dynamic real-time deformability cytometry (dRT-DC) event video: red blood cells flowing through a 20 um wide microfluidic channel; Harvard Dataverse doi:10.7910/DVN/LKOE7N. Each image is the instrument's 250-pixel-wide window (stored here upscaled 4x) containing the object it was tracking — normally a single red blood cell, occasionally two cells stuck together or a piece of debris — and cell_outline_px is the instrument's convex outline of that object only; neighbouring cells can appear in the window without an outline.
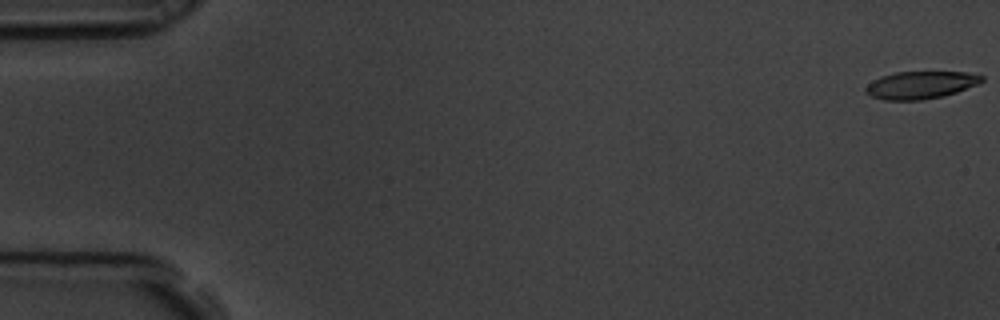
{"species": "common noctule bat (a hibernating species)", "species_latin": "Nyctalus noctula", "temperature_condition": "room temperature", "stored_images_in_passage": 60, "camera_frame_rate_fps": 3000, "um_per_image_px": 0.085, "animal": {"sex": "male", "body_mass_g": 19.5, "forearm_length_mm": 54.6}, "frame": {"image": 1, "passage_image": 1, "time_ms": 0.0, "image_size_px": [1000, 320], "cell_outline_px": [[984, 80], [980, 84], [944, 96], [920, 100], [884, 100], [872, 96], [864, 92], [864, 88], [872, 80], [880, 76], [896, 72], [968, 72], [984, 76]], "centroid_in_image_um": [78.26, 7.22], "position_along_channel_um": 6.7, "area_um2": 18.79}}
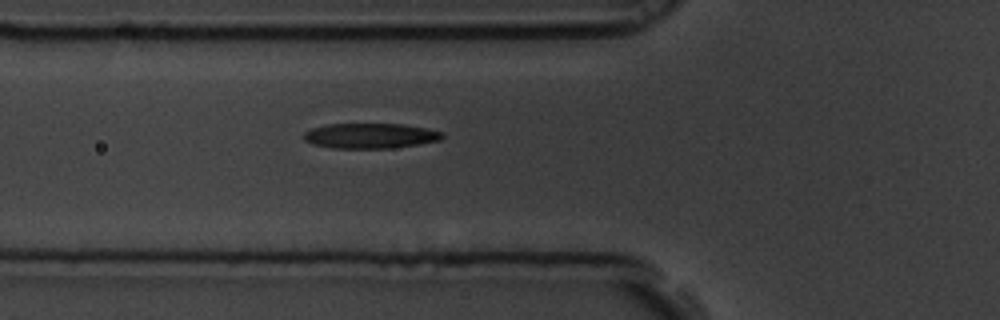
{"frame": {"image": 2, "passage_image": 22, "time_ms": 7.0, "image_size_px": [1000, 320], "cell_outline_px": [[444, 136], [440, 140], [420, 144], [392, 148], [332, 148], [312, 144], [304, 140], [304, 132], [312, 128], [328, 124], [404, 124], [444, 132]], "centroid_in_image_um": [31.48, 11.54], "position_along_channel_um": 94.3, "area_um2": 20.35}}
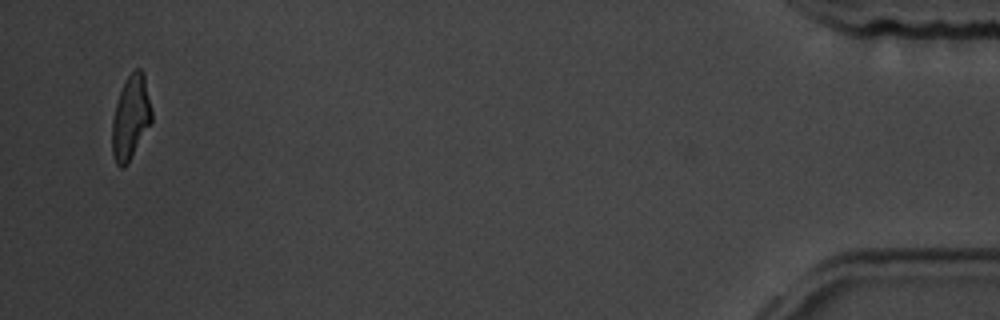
{"frame": {"image": 3, "passage_image": 58, "time_ms": 19.0, "image_size_px": [1000, 320], "cell_outline_px": [[152, 120], [124, 168], [120, 168], [116, 164], [112, 152], [112, 120], [116, 104], [120, 92], [128, 76], [136, 68], [140, 68], [144, 72], [152, 112]], "centroid_in_image_um": [11.1, 9.97], "position_along_channel_um": 424.1, "area_um2": 18.96}, "authors_computed_cell_mechanics": {"area_um2": 20.4612, "velocity_mm_per_s": 3.4549, "shape_relaxation_time_tau1_ms": 4.514, "shape_relaxation_time_tau2_ms": 1.9143, "deformation_change_tau1": 0.1739, "deformation_change_tau2": 0.1026}}